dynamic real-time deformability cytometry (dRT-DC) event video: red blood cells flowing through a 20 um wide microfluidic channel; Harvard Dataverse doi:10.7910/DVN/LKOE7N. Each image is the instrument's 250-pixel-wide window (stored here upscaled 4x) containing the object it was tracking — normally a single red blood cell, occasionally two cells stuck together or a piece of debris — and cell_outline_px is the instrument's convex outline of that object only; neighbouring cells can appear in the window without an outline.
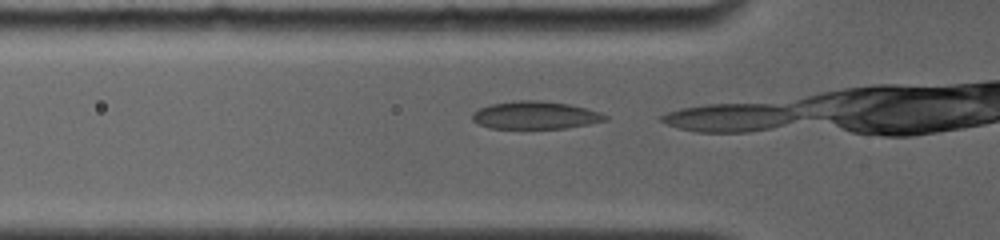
{"species": "common noctule bat (a hibernating species)", "species_latin": "Nyctalus noctula", "temperature_condition": "room temperature", "stored_images_in_passage": 3, "camera_frame_rate_fps": 4000, "um_per_image_px": 0.085, "animal": {"sex": "female", "body_mass_g": 19.0, "forearm_length_mm": 56.7}, "frame": {"image": 1, "passage_image": 2, "time_ms": 0.25, "image_size_px": [1000, 240], "cell_outline_px": [[608, 120], [568, 128], [488, 128], [476, 124], [472, 120], [472, 112], [480, 108], [492, 104], [516, 100], [540, 100], [568, 104], [600, 112], [608, 116]], "centroid_in_image_um": [45.47, 9.8], "position_along_channel_um": 80.3, "area_um2": 21.5}}